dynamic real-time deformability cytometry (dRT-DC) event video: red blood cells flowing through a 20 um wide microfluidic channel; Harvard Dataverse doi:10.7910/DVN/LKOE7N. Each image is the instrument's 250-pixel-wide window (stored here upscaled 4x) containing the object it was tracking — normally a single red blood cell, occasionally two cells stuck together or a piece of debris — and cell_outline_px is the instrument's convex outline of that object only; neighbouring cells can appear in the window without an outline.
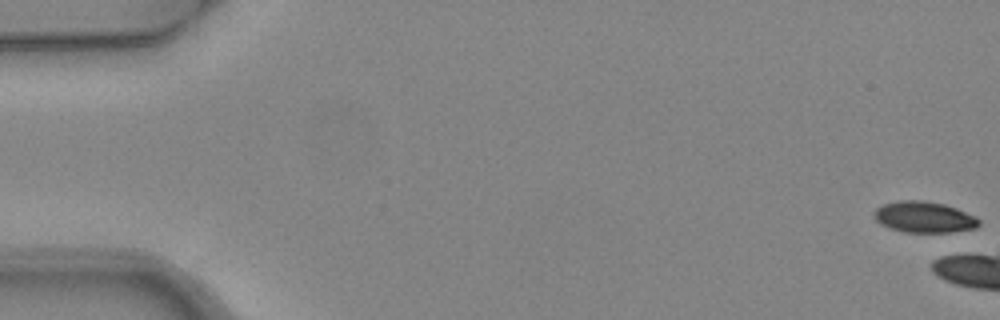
{"species": "common noctule bat (a hibernating species)", "species_latin": "Nyctalus noctula", "temperature_condition": "warm", "stored_images_in_passage": 3, "camera_frame_rate_fps": 3000, "um_per_image_px": 0.085, "animal": {"sex": "female", "body_mass_g": 24.6, "forearm_length_mm": 56.2}, "frame": {"image": 1, "passage_image": 1, "time_ms": 0.0, "image_size_px": [1000, 320], "cell_outline_px": [[980, 224], [976, 228], [952, 232], [904, 232], [888, 228], [880, 224], [872, 216], [872, 212], [876, 208], [884, 204], [900, 200], [924, 200], [944, 204], [956, 208], [976, 216], [980, 220]], "centroid_in_image_um": [78.53, 18.45], "position_along_channel_um": 6.5, "area_um2": 19.25}}